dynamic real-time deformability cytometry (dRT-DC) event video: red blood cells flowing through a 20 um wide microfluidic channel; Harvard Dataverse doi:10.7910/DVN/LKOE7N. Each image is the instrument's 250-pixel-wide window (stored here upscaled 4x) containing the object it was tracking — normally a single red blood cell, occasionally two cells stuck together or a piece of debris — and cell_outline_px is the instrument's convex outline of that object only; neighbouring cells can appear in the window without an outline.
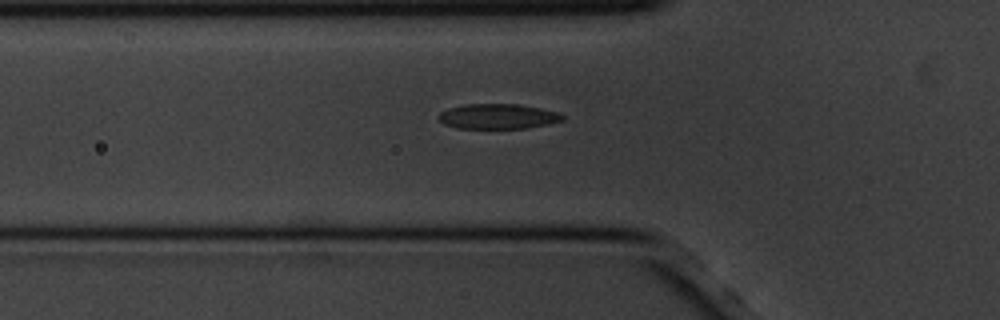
{"species": "common noctule bat (a hibernating species)", "species_latin": "Nyctalus noctula", "temperature_condition": "cold", "stored_images_in_passage": 40, "camera_frame_rate_fps": 3000, "um_per_image_px": 0.085, "animal": {"sex": "male", "body_mass_g": 20.1, "forearm_length_mm": 53.5}, "frame": {"image": 1, "passage_image": 2, "time_ms": 0.333, "image_size_px": [1000, 320], "cell_outline_px": [[564, 120], [548, 124], [528, 128], [456, 128], [444, 124], [436, 116], [440, 112], [448, 108], [464, 104], [520, 104], [560, 112], [564, 116]], "centroid_in_image_um": [42.32, 9.89], "position_along_channel_um": 83.5, "area_um2": 18.26}}
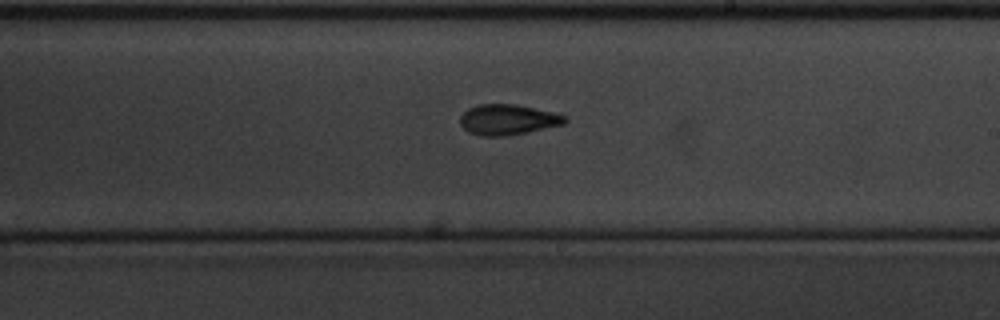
{"frame": {"image": 2, "passage_image": 16, "time_ms": 5.0, "image_size_px": [1000, 320], "cell_outline_px": [[568, 120], [564, 124], [504, 136], [480, 136], [468, 132], [460, 124], [460, 116], [468, 108], [476, 104], [516, 104], [552, 112], [568, 116]], "centroid_in_image_um": [43.14, 10.16], "position_along_channel_um": 245.9, "area_um2": 18.55}}
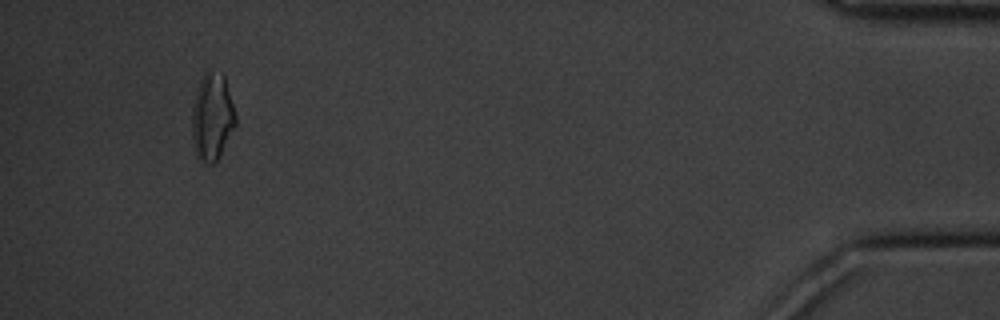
{"frame": {"image": 3, "passage_image": 37, "time_ms": 12.0, "image_size_px": [1000, 320], "cell_outline_px": [[236, 124], [216, 164], [208, 164], [200, 160], [196, 156], [192, 136], [192, 108], [196, 92], [200, 80], [204, 72], [208, 68], [224, 76], [236, 116]], "centroid_in_image_um": [18.02, 9.96], "position_along_channel_um": 417.2, "area_um2": 22.2}}